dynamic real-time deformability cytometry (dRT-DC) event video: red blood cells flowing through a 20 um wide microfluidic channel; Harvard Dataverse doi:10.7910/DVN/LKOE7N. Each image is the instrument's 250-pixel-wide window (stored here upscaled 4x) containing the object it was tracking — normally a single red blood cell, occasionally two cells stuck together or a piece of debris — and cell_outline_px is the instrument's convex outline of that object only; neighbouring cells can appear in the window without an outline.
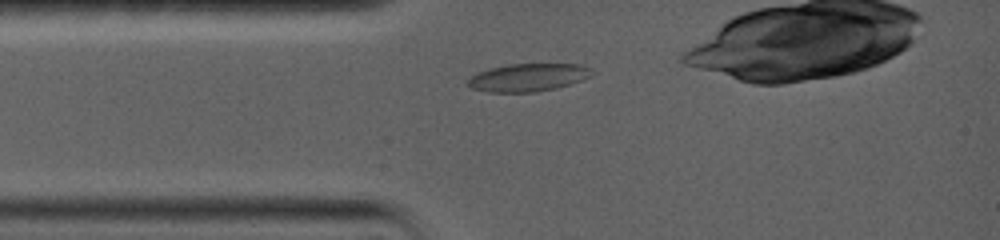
{"species": "common noctule bat (a hibernating species)", "species_latin": "Nyctalus noctula", "temperature_condition": "warm", "stored_images_in_passage": 23, "camera_frame_rate_fps": 5000, "um_per_image_px": 0.085, "animal": {"sex": "female", "body_mass_g": 19.0, "forearm_length_mm": 56.7}, "frame": {"image": 1, "passage_image": 2, "time_ms": 0.4, "image_size_px": [1000, 240], "cell_outline_px": [[592, 68], [588, 76], [580, 80], [556, 88], [536, 92], [488, 92], [472, 88], [468, 84], [468, 80], [476, 72], [508, 64], [580, 64]], "centroid_in_image_um": [44.85, 6.58], "position_along_channel_um": 40.1, "area_um2": 19.83}}
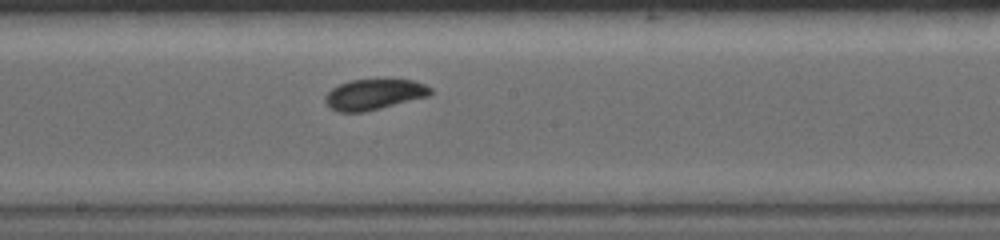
{"frame": {"image": 2, "passage_image": 15, "time_ms": 5.2, "image_size_px": [1000, 240], "cell_outline_px": [[432, 92], [428, 96], [364, 112], [340, 112], [328, 108], [324, 100], [324, 96], [332, 88], [340, 84], [352, 80], [388, 76], [412, 80], [424, 84], [432, 88]], "centroid_in_image_um": [31.79, 7.97], "position_along_channel_um": 216.4, "area_um2": 19.48}}
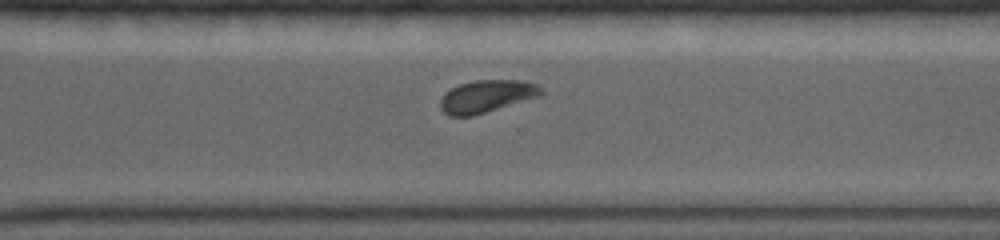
{"frame": {"image": 3, "passage_image": 23, "time_ms": 8.2, "image_size_px": [1000, 240], "cell_outline_px": [[544, 92], [540, 96], [472, 116], [448, 116], [440, 108], [440, 100], [444, 92], [460, 84], [476, 80], [520, 80], [536, 84]], "centroid_in_image_um": [41.33, 8.18], "position_along_channel_um": 329.3, "area_um2": 18.96}}